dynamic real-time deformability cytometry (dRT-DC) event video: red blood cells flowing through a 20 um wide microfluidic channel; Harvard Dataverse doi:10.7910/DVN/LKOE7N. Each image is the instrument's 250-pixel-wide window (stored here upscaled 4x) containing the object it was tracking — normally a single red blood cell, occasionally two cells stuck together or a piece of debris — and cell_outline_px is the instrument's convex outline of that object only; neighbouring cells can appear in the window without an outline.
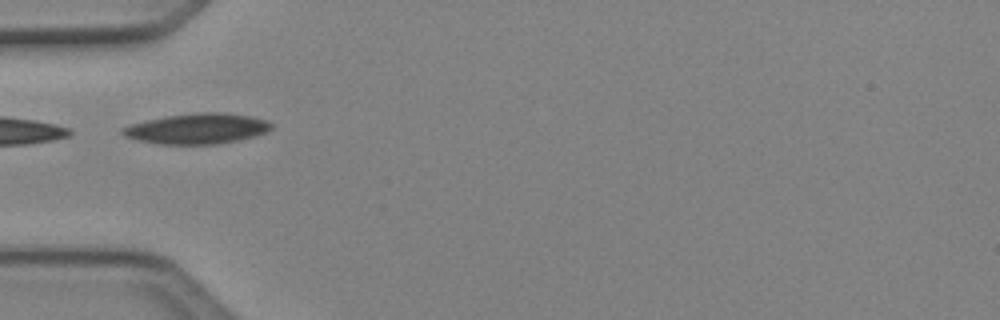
{"species": "Egyptian fruit bat (a non-hibernating species)", "species_latin": "Rousettus aegyptiacus", "temperature_condition": "cold", "stored_images_in_passage": 5, "camera_frame_rate_fps": 3000, "um_per_image_px": 0.085, "animal": {"sex": "female"}, "frame": {"image": 1, "passage_image": 5, "time_ms": 1.333, "image_size_px": [1000, 320], "cell_outline_px": [[272, 128], [268, 132], [236, 140], [216, 144], [156, 144], [136, 140], [124, 136], [120, 132], [124, 128], [132, 124], [148, 120], [168, 116], [196, 112], [220, 112], [252, 116], [268, 120], [272, 124]], "centroid_in_image_um": [16.78, 10.93], "position_along_channel_um": 68.2, "area_um2": 26.3}}